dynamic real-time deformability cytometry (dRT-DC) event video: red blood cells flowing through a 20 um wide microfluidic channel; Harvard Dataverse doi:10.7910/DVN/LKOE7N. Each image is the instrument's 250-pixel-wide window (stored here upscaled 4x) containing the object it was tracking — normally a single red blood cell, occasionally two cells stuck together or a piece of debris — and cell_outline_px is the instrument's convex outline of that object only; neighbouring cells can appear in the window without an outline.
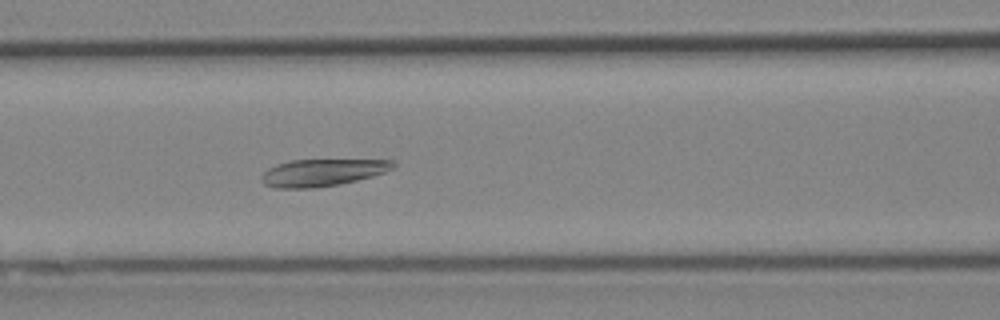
{"species": "Egyptian fruit bat (a non-hibernating species)", "species_latin": "Rousettus aegyptiacus", "temperature_condition": "cold", "stored_images_in_passage": 52, "camera_frame_rate_fps": 3000, "um_per_image_px": 0.085, "animal": {"sex": "female"}, "frame": {"image": 1, "passage_image": 20, "time_ms": 6.333, "image_size_px": [1000, 320], "cell_outline_px": [[396, 164], [392, 168], [384, 172], [372, 176], [340, 184], [316, 188], [272, 188], [264, 184], [260, 180], [260, 176], [268, 168], [276, 164], [288, 160], [396, 160]], "centroid_in_image_um": [27.34, 14.67], "position_along_channel_um": 139.3, "area_um2": 20.92}}
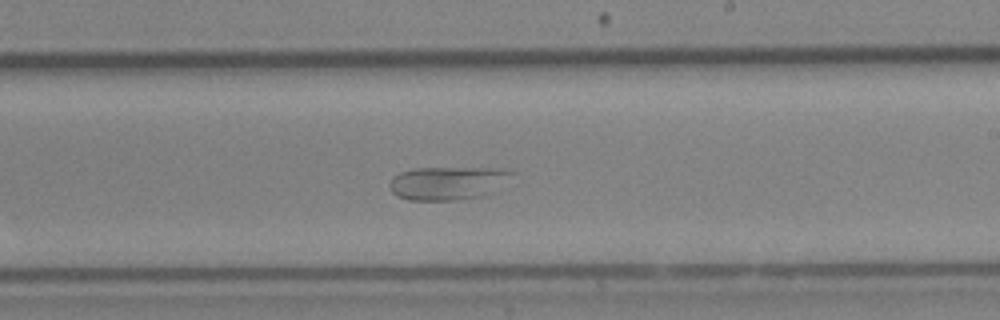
{"frame": {"image": 2, "passage_image": 29, "time_ms": 9.333, "image_size_px": [1000, 320], "cell_outline_px": [[516, 172], [484, 196], [460, 200], [408, 200], [396, 196], [392, 192], [388, 184], [392, 176], [400, 172], [416, 168], [484, 168]], "centroid_in_image_um": [37.94, 15.57], "position_along_channel_um": 251.1, "area_um2": 23.47}}
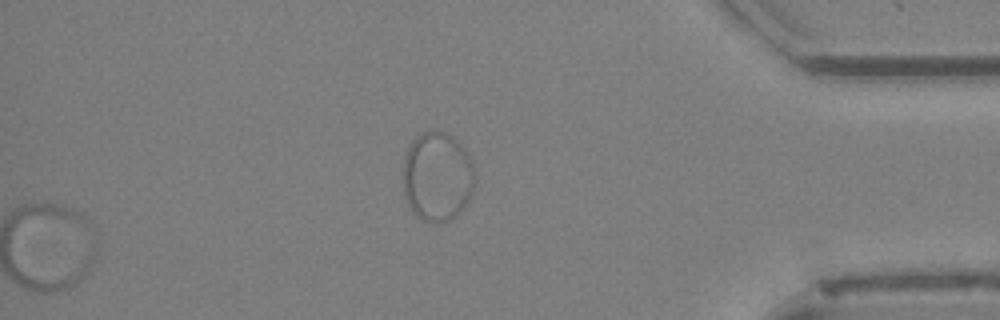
{"frame": {"image": 3, "passage_image": 52, "time_ms": 17.0, "image_size_px": [1000, 320], "cell_outline_px": [[476, 180], [472, 192], [464, 208], [456, 216], [448, 220], [424, 220], [416, 216], [412, 212], [404, 196], [404, 156], [412, 140], [416, 136], [424, 132], [436, 128], [448, 132], [464, 148], [472, 160]], "centroid_in_image_um": [37.18, 14.96], "position_along_channel_um": 398.0, "area_um2": 37.69}}